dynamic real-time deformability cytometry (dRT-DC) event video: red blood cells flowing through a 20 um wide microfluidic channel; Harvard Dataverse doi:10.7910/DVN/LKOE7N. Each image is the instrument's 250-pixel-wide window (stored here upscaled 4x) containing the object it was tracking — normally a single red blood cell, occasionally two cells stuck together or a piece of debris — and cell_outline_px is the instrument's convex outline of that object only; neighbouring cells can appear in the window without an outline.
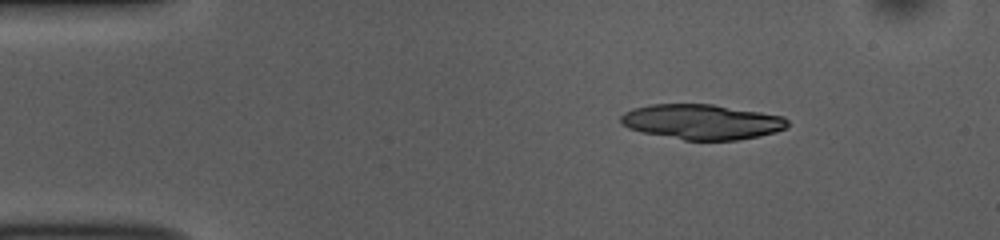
{"species": "common noctule bat (a hibernating species)", "species_latin": "Nyctalus noctula", "temperature_condition": "room temperature", "stored_images_in_passage": 45, "camera_frame_rate_fps": 3000, "um_per_image_px": 0.085, "animal": {"sex": "female", "body_mass_g": 10.0, "forearm_length_mm": 53.1}, "frame": {"image": 1, "passage_image": 1, "time_ms": 0.0, "image_size_px": [1000, 240], "cell_outline_px": [[788, 128], [776, 132], [736, 140], [684, 140], [644, 132], [628, 128], [620, 124], [620, 116], [624, 112], [632, 108], [652, 104], [712, 104], [784, 116], [788, 120]], "centroid_in_image_um": [59.65, 10.35], "position_along_channel_um": 25.4, "area_um2": 34.1}}
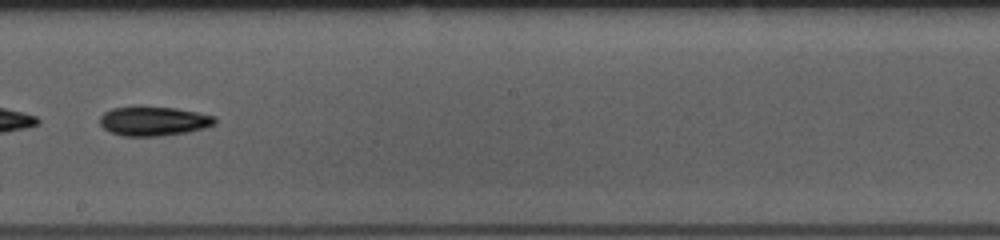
{"frame": {"image": 2, "passage_image": 23, "time_ms": 7.333, "image_size_px": [1000, 240], "cell_outline_px": [[216, 124], [204, 128], [188, 132], [160, 136], [124, 136], [112, 132], [104, 128], [100, 124], [100, 116], [104, 112], [112, 108], [140, 104], [176, 108], [216, 116]], "centroid_in_image_um": [13.05, 10.26], "position_along_channel_um": 235.1, "area_um2": 20.17}}
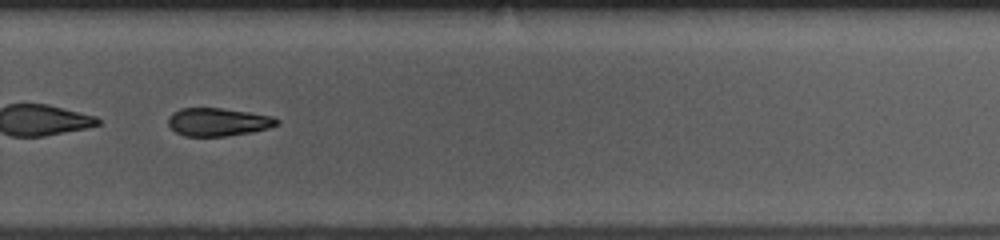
{"frame": {"image": 3, "passage_image": 29, "time_ms": 9.333, "image_size_px": [1000, 240], "cell_outline_px": [[280, 124], [268, 128], [252, 132], [224, 136], [184, 136], [176, 132], [168, 124], [168, 116], [172, 112], [180, 108], [220, 108], [248, 112], [272, 116], [280, 120]], "centroid_in_image_um": [18.53, 10.36], "position_along_channel_um": 311.3, "area_um2": 17.8}, "authors_computed_cell_mechanics": {"area_um2": 20.1144, "velocity_mm_per_s": 3.827, "shape_relaxation_time_tau1_ms": 3.3868, "shape_relaxation_time_tau2_ms": null, "deformation_change_tau1": 0.1079, "deformation_change_tau2": null}}